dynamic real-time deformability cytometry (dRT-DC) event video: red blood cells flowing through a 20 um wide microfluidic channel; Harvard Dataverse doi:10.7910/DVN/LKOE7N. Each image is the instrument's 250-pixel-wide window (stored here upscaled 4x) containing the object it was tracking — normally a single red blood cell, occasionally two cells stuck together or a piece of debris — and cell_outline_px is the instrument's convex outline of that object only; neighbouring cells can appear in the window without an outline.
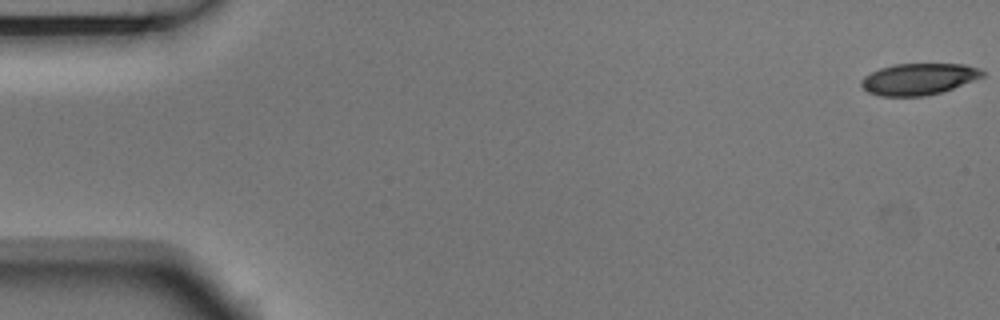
{"species": "Egyptian fruit bat (a non-hibernating species)", "species_latin": "Rousettus aegyptiacus", "temperature_condition": "room temperature", "stored_images_in_passage": 5, "camera_frame_rate_fps": 3000, "um_per_image_px": 0.085, "animal": {"sex": "male"}, "frame": {"image": 1, "passage_image": 1, "time_ms": 0.0, "image_size_px": [1000, 320], "cell_outline_px": [[984, 76], [952, 88], [940, 92], [924, 96], [880, 96], [868, 92], [860, 84], [860, 80], [864, 76], [880, 68], [896, 64], [964, 64], [980, 68], [984, 72]], "centroid_in_image_um": [78.07, 6.71], "position_along_channel_um": 6.9, "area_um2": 22.08}}
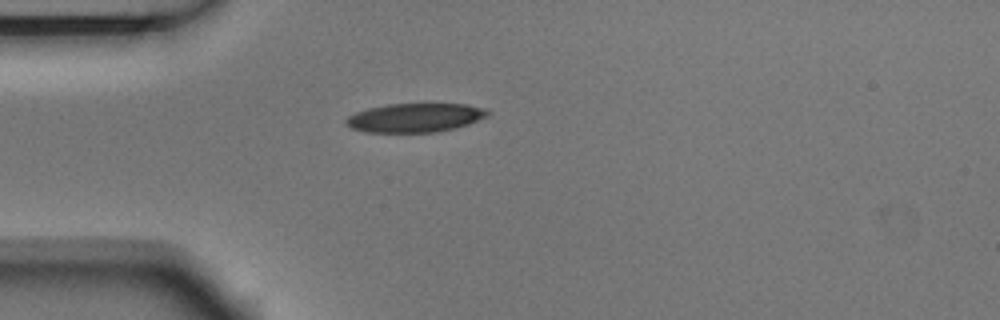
{"frame": {"image": 2, "passage_image": 5, "time_ms": 1.333, "image_size_px": [1000, 320], "cell_outline_px": [[488, 116], [468, 124], [456, 128], [436, 132], [364, 132], [352, 128], [344, 120], [348, 116], [356, 112], [368, 108], [388, 104], [468, 104], [488, 108]], "centroid_in_image_um": [35.31, 10.0], "position_along_channel_um": 49.7, "area_um2": 23.87}}